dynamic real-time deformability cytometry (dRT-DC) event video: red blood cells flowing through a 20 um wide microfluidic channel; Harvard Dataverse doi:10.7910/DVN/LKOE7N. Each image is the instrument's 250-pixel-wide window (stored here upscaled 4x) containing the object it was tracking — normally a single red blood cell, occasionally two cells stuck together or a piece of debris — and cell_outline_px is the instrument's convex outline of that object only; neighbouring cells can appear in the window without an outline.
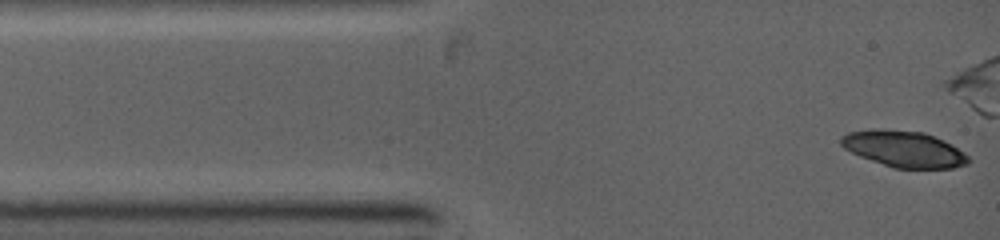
{"species": "common noctule bat (a hibernating species)", "species_latin": "Nyctalus noctula", "temperature_condition": "warm", "stored_images_in_passage": 10, "camera_frame_rate_fps": 5000, "um_per_image_px": 0.085, "animal": {"sex": "female", "body_mass_g": 19.0, "forearm_length_mm": 53.3}, "frame": {"image": 1, "passage_image": 1, "time_ms": 0.0, "image_size_px": [1000, 240], "cell_outline_px": [[972, 160], [968, 164], [952, 168], [892, 168], [860, 156], [844, 148], [840, 144], [840, 136], [848, 132], [876, 128], [880, 128], [924, 132], [944, 140], [952, 144], [964, 152]], "centroid_in_image_um": [76.84, 12.65], "position_along_channel_um": 8.2, "area_um2": 27.17}}